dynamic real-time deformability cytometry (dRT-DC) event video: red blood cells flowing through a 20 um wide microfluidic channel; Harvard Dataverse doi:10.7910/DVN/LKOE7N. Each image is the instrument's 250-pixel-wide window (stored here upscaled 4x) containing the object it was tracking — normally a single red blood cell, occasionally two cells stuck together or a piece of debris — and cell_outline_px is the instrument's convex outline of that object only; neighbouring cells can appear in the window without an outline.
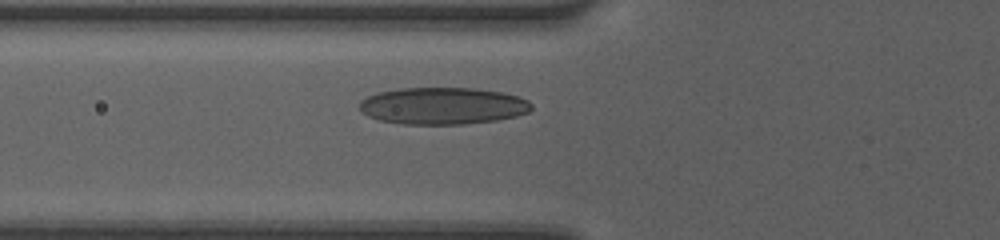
{"species": "human", "species_latin": "Homo sapiens", "temperature_condition": "room temperature", "stored_images_in_passage": 26, "camera_frame_rate_fps": 3000, "um_per_image_px": 0.085, "donor": {"sex": "female"}, "frame": {"image": 1, "passage_image": 2, "time_ms": 0.333, "image_size_px": [1000, 240], "cell_outline_px": [[532, 108], [528, 112], [516, 116], [496, 120], [464, 124], [404, 124], [380, 120], [368, 116], [360, 112], [360, 100], [376, 92], [400, 88], [472, 88], [504, 92], [528, 100], [532, 104]], "centroid_in_image_um": [37.62, 8.99], "position_along_channel_um": 88.2, "area_um2": 37.17}}
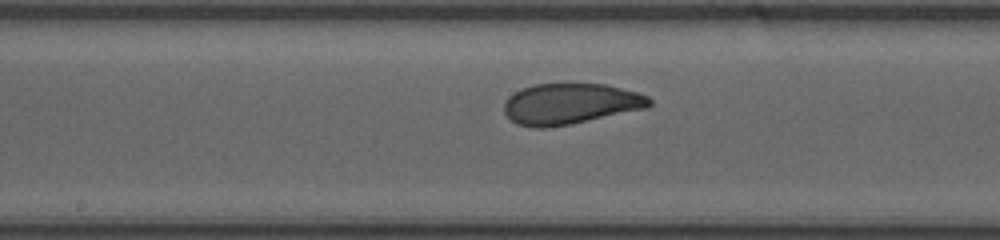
{"frame": {"image": 2, "passage_image": 10, "time_ms": 3.0, "image_size_px": [1000, 240], "cell_outline_px": [[652, 104], [648, 108], [572, 124], [548, 128], [532, 128], [516, 124], [504, 112], [504, 100], [508, 96], [524, 88], [536, 84], [604, 84], [636, 92], [648, 96], [652, 100]], "centroid_in_image_um": [48.48, 8.84], "position_along_channel_um": 199.7, "area_um2": 34.68}}
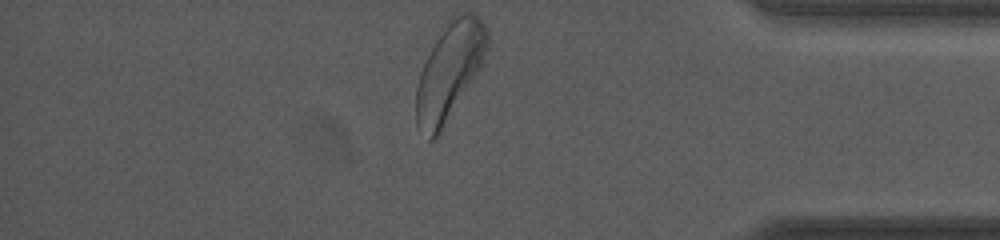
{"frame": {"image": 3, "passage_image": 26, "time_ms": 8.333, "image_size_px": [1000, 240], "cell_outline_px": [[488, 44], [480, 68], [440, 132], [432, 140], [428, 140], [416, 124], [416, 88], [420, 72], [436, 40], [452, 16], [460, 12], [472, 12], [488, 28]], "centroid_in_image_um": [38.2, 6.05], "position_along_channel_um": 397.0, "area_um2": 39.3}, "authors_computed_cell_mechanics": {"area_um2": 34.8534, "velocity_mm_per_s": 4.1452, "shape_relaxation_time_tau1_ms": 4.037, "shape_relaxation_time_tau2_ms": 0.772, "deformation_change_tau1": 0.1553, "deformation_change_tau2": 0.0606}}